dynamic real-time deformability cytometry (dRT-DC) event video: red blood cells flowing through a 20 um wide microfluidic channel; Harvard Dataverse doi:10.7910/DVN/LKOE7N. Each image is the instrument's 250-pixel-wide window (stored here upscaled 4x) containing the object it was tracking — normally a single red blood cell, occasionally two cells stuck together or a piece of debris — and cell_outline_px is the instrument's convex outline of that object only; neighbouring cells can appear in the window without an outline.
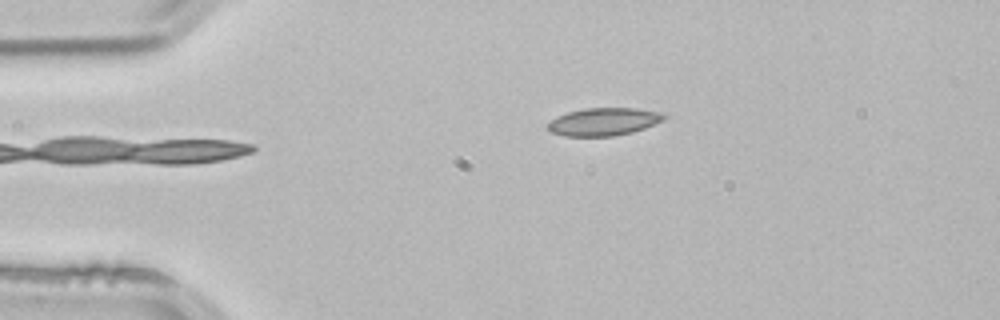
{"species": "common noctule bat (a hibernating species)", "species_latin": "Nyctalus noctula", "temperature_condition": "room temperature", "stored_images_in_passage": 3, "camera_frame_rate_fps": 3000, "um_per_image_px": 0.085, "animal": {"sex": "male", "body_mass_g": 21.5, "forearm_length_mm": 52.0}, "frame": {"image": 1, "passage_image": 3, "time_ms": 0.667, "image_size_px": [1000, 320], "cell_outline_px": [[668, 116], [664, 120], [644, 128], [632, 132], [612, 136], [564, 136], [548, 132], [548, 124], [556, 116], [568, 112], [584, 108], [636, 108], [664, 112]], "centroid_in_image_um": [51.33, 10.34], "position_along_channel_um": 33.7, "area_um2": 18.96}}